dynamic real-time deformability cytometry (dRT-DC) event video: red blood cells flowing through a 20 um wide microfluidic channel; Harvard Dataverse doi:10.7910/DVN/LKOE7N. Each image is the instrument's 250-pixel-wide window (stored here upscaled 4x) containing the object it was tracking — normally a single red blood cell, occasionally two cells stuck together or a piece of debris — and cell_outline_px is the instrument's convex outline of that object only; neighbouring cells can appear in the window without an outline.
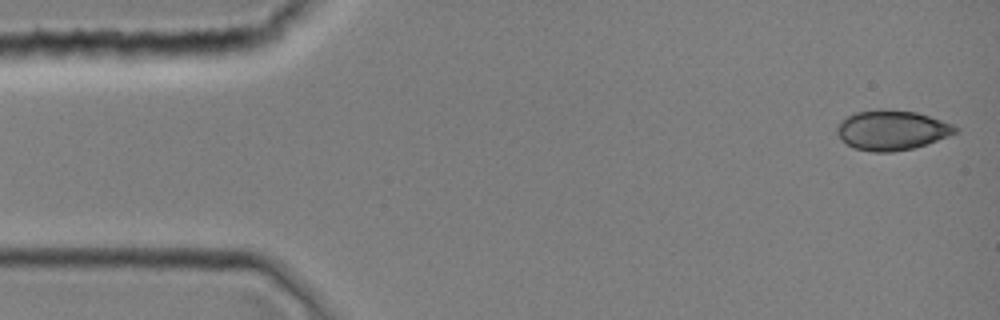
{"species": "common noctule bat (a hibernating species)", "species_latin": "Nyctalus noctula", "temperature_condition": "room temperature", "stored_images_in_passage": 38, "camera_frame_rate_fps": 3000, "um_per_image_px": 0.085, "animal": {"sex": "female", "body_mass_g": 19.0, "forearm_length_mm": 51.5}, "frame": {"image": 1, "passage_image": 1, "time_ms": 0.0, "image_size_px": [1000, 320], "cell_outline_px": [[960, 128], [956, 132], [948, 136], [912, 148], [892, 152], [872, 152], [852, 148], [836, 132], [836, 124], [844, 116], [856, 112], [876, 108], [880, 108], [916, 112], [952, 124]], "centroid_in_image_um": [75.74, 11.04], "position_along_channel_um": 9.3, "area_um2": 27.51}}
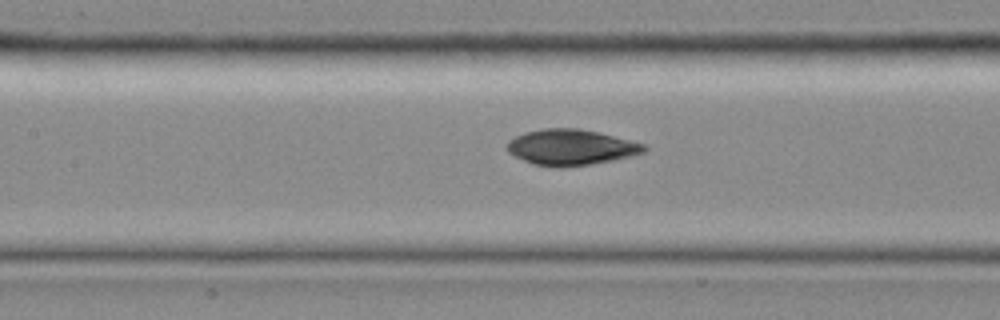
{"frame": {"image": 2, "passage_image": 17, "time_ms": 5.333, "image_size_px": [1000, 320], "cell_outline_px": [[648, 148], [644, 152], [612, 160], [564, 168], [556, 168], [532, 164], [508, 152], [504, 148], [504, 144], [508, 140], [524, 132], [540, 128], [580, 128], [600, 132], [648, 144]], "centroid_in_image_um": [48.5, 12.5], "position_along_channel_um": 158.9, "area_um2": 29.02}}
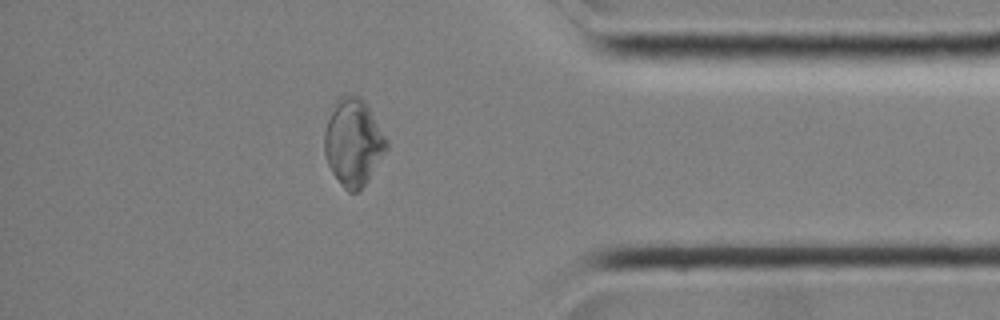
{"frame": {"image": 3, "passage_image": 33, "time_ms": 10.667, "image_size_px": [1000, 320], "cell_outline_px": [[388, 148], [364, 184], [356, 192], [348, 192], [340, 184], [332, 172], [328, 164], [324, 152], [324, 132], [328, 120], [336, 100], [340, 96], [360, 96], [364, 100], [388, 140]], "centroid_in_image_um": [30.02, 12.09], "position_along_channel_um": 405.2, "area_um2": 30.98}}